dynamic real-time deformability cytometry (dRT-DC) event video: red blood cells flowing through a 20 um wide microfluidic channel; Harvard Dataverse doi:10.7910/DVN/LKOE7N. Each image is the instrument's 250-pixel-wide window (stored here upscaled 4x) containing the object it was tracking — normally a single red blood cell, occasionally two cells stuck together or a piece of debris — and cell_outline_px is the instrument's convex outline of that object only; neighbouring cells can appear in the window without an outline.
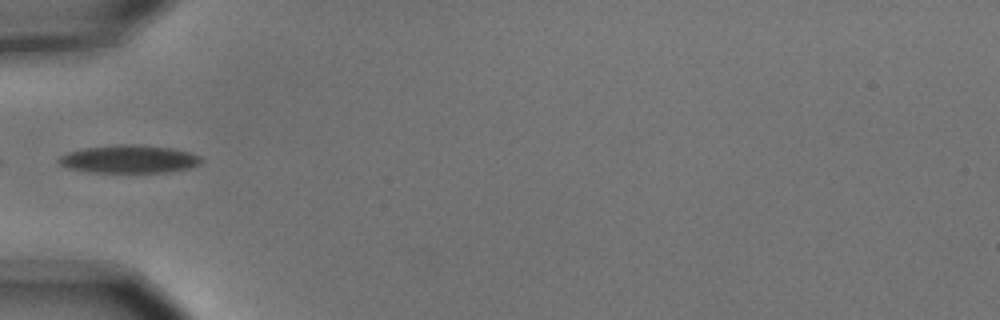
{"species": "common noctule bat (a hibernating species)", "species_latin": "Nyctalus noctula", "temperature_condition": "cold", "stored_images_in_passage": 8, "camera_frame_rate_fps": 3000, "um_per_image_px": 0.085, "animal": {"sex": "male", "body_mass_g": 15.6}, "frame": {"image": 1, "passage_image": 5, "time_ms": 1.333, "image_size_px": [1000, 320], "cell_outline_px": [[204, 160], [200, 164], [188, 168], [168, 172], [92, 172], [68, 168], [60, 164], [56, 160], [60, 156], [68, 152], [84, 148], [112, 144], [140, 144], [172, 148], [188, 152], [200, 156]], "centroid_in_image_um": [10.97, 13.51], "position_along_channel_um": 74.0, "area_um2": 23.35}}
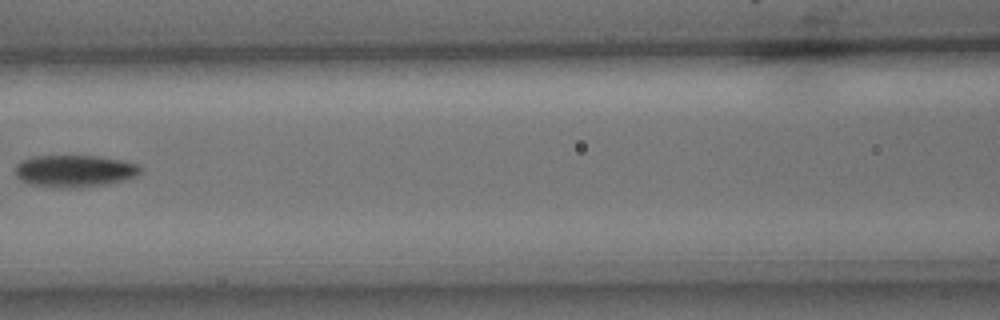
{"frame": {"image": 2, "passage_image": 7, "time_ms": 2.0, "image_size_px": [1000, 320], "cell_outline_px": [[140, 172], [136, 176], [104, 184], [80, 188], [60, 188], [28, 184], [20, 180], [16, 176], [16, 164], [20, 160], [32, 156], [96, 156], [120, 160], [136, 164], [140, 168]], "centroid_in_image_um": [6.25, 14.54], "position_along_channel_um": 160.3, "area_um2": 23.29}}
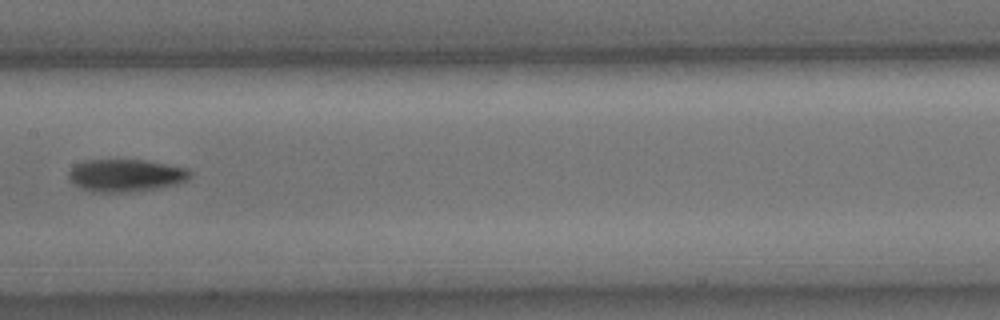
{"frame": {"image": 3, "passage_image": 8, "time_ms": 2.333, "image_size_px": [1000, 320], "cell_outline_px": [[192, 176], [188, 180], [176, 184], [160, 188], [120, 192], [92, 192], [76, 184], [68, 176], [68, 172], [76, 164], [88, 160], [144, 160], [188, 168], [192, 172]], "centroid_in_image_um": [10.75, 14.9], "position_along_channel_um": 196.6, "area_um2": 22.77}}